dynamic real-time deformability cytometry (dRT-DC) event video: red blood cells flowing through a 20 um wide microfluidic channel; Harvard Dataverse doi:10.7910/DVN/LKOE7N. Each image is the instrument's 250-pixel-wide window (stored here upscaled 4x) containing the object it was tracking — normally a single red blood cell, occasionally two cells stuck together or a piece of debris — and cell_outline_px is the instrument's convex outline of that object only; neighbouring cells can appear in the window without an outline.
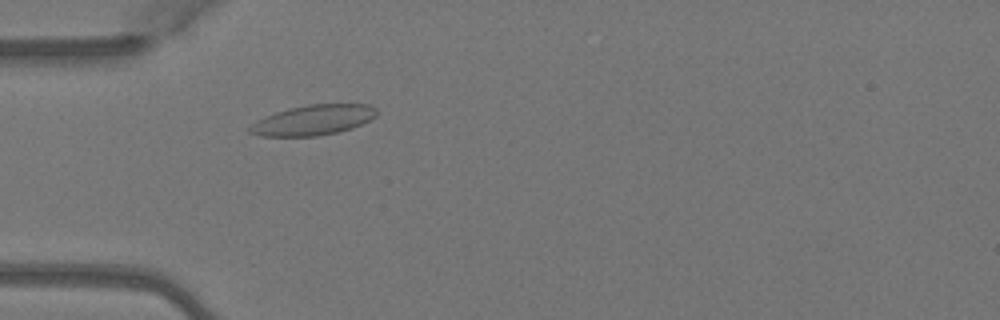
{"species": "Egyptian fruit bat (a non-hibernating species)", "species_latin": "Rousettus aegyptiacus", "temperature_condition": "warm", "stored_images_in_passage": 4, "camera_frame_rate_fps": 3000, "um_per_image_px": 0.085, "animal": {"sex": "female"}, "frame": {"image": 1, "passage_image": 4, "time_ms": 1.0, "image_size_px": [1000, 320], "cell_outline_px": [[376, 116], [352, 128], [336, 132], [316, 136], [260, 136], [248, 132], [248, 128], [256, 120], [264, 116], [288, 108], [308, 104], [368, 104], [376, 108]], "centroid_in_image_um": [26.58, 10.2], "position_along_channel_um": 58.4, "area_um2": 22.25}}